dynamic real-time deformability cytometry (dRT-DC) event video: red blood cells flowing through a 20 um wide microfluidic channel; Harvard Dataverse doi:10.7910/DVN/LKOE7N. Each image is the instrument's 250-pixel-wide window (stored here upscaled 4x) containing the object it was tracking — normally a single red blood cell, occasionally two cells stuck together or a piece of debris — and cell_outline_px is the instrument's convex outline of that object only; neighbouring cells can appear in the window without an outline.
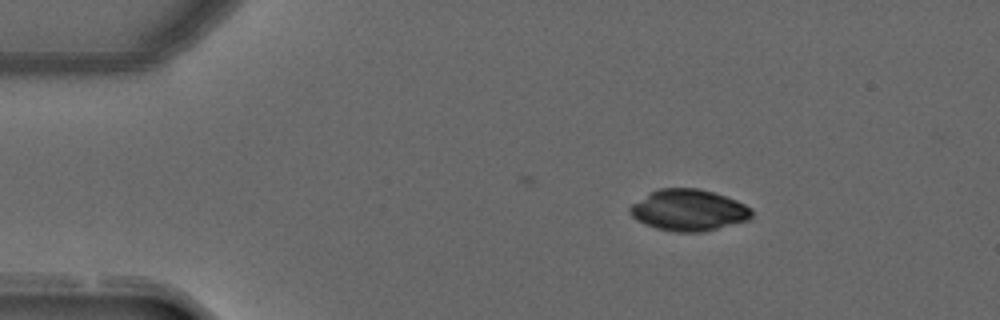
{"species": "common noctule bat (a hibernating species)", "species_latin": "Nyctalus noctula", "temperature_condition": "warm", "stored_images_in_passage": 5, "camera_frame_rate_fps": 3000, "um_per_image_px": 0.085, "animal": {"sex": "male", "forearm_length_mm": 52.5}, "frame": {"image": 1, "passage_image": 2, "time_ms": 0.333, "image_size_px": [1000, 320], "cell_outline_px": [[752, 216], [748, 220], [704, 232], [676, 232], [656, 228], [644, 224], [636, 220], [628, 212], [628, 208], [632, 204], [652, 192], [660, 188], [696, 188], [712, 192], [736, 200], [752, 208]], "centroid_in_image_um": [58.53, 17.88], "position_along_channel_um": 26.5, "area_um2": 29.25}}